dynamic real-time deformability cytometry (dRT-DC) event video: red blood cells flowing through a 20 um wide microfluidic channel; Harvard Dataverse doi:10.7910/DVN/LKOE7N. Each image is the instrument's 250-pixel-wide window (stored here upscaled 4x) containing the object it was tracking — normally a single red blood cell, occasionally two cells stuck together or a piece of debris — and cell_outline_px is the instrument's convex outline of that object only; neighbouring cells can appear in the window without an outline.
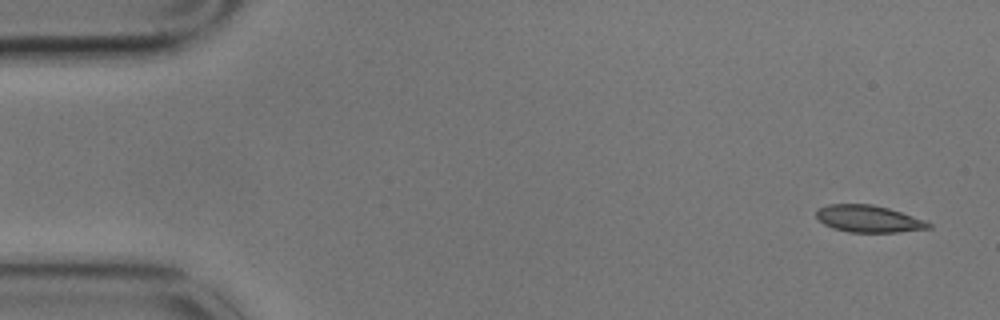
{"species": "common noctule bat (a hibernating species)", "species_latin": "Nyctalus noctula", "temperature_condition": "cold", "stored_images_in_passage": 57, "camera_frame_rate_fps": 3000, "um_per_image_px": 0.085, "animal": {"sex": "male", "body_mass_g": 17.9}, "frame": {"image": 1, "passage_image": 2, "time_ms": 0.333, "image_size_px": [1000, 320], "cell_outline_px": [[932, 228], [896, 232], [848, 232], [832, 228], [824, 224], [816, 216], [816, 208], [828, 204], [872, 204], [888, 208], [924, 220], [932, 224]], "centroid_in_image_um": [73.79, 18.59], "position_along_channel_um": 11.2, "area_um2": 17.63}}
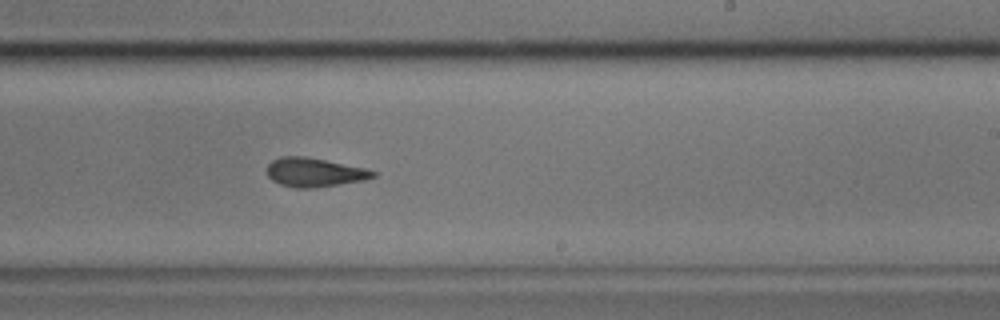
{"frame": {"image": 2, "passage_image": 34, "time_ms": 11.0, "image_size_px": [1000, 320], "cell_outline_px": [[376, 176], [364, 180], [316, 188], [296, 188], [280, 184], [272, 180], [268, 176], [268, 164], [272, 160], [280, 156], [304, 156], [368, 168], [376, 172]], "centroid_in_image_um": [26.74, 14.65], "position_along_channel_um": 262.3, "area_um2": 17.98}}
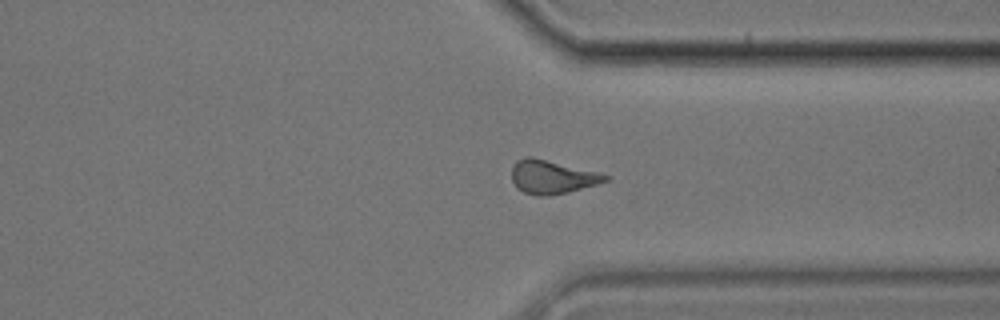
{"frame": {"image": 3, "passage_image": 43, "time_ms": 14.0, "image_size_px": [1000, 320], "cell_outline_px": [[612, 176], [608, 180], [596, 184], [568, 192], [544, 196], [536, 196], [524, 192], [516, 188], [512, 180], [512, 168], [516, 160], [524, 156], [532, 156], [600, 172]], "centroid_in_image_um": [46.92, 15.02], "position_along_channel_um": 364.5, "area_um2": 18.5}, "authors_computed_cell_mechanics": {"area_um2": 18.4382, "velocity_mm_per_s": 3.4123, "shape_relaxation_time_tau1_ms": 4.3478, "shape_relaxation_time_tau2_ms": 1.6107, "deformation_change_tau1": 0.1293, "deformation_change_tau2": 0.0722}}